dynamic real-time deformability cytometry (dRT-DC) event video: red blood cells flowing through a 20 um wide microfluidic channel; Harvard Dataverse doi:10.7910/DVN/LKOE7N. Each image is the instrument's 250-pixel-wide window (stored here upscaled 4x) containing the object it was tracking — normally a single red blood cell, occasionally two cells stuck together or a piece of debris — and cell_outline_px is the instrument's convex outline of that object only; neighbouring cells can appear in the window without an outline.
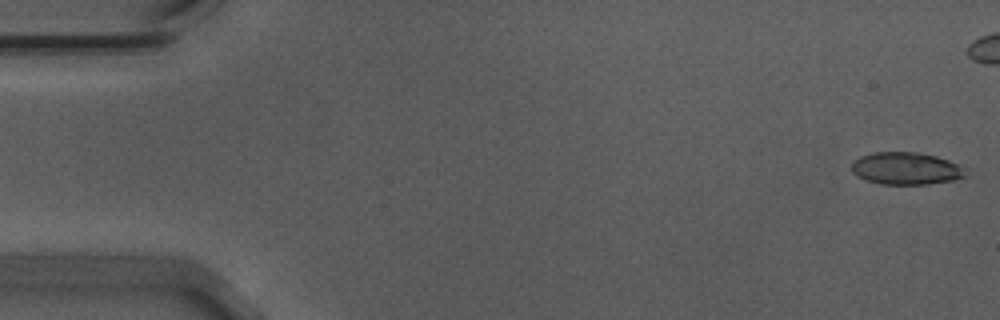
{"species": "Egyptian fruit bat (a non-hibernating species)", "species_latin": "Rousettus aegyptiacus", "temperature_condition": "warm", "stored_images_in_passage": 44, "camera_frame_rate_fps": 3000, "um_per_image_px": 0.085, "animal": {"sex": "male"}, "frame": {"image": 1, "passage_image": 1, "time_ms": 0.0, "image_size_px": [1000, 320], "cell_outline_px": [[964, 176], [952, 180], [928, 184], [880, 184], [856, 176], [852, 172], [852, 160], [860, 156], [872, 152], [916, 152], [936, 156], [948, 160], [956, 164]], "centroid_in_image_um": [76.89, 14.31], "position_along_channel_um": 8.1, "area_um2": 21.1}}
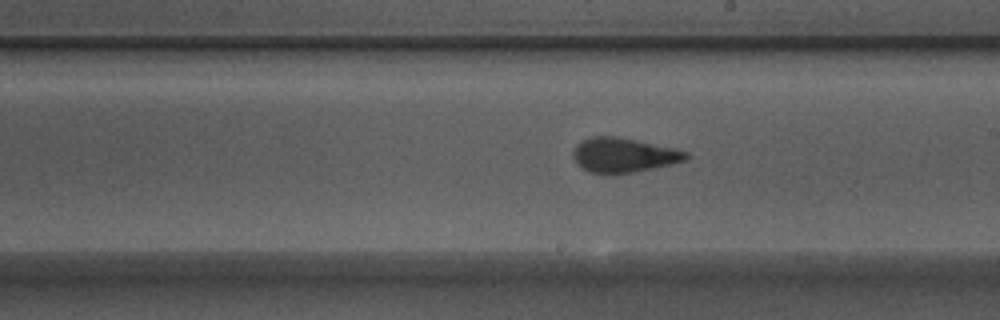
{"frame": {"image": 2, "passage_image": 31, "time_ms": 10.0, "image_size_px": [1000, 320], "cell_outline_px": [[688, 160], [672, 164], [632, 172], [588, 172], [572, 156], [572, 152], [576, 144], [580, 140], [588, 136], [620, 136], [672, 148], [688, 152]], "centroid_in_image_um": [53.0, 13.14], "position_along_channel_um": 236.0, "area_um2": 22.43}}
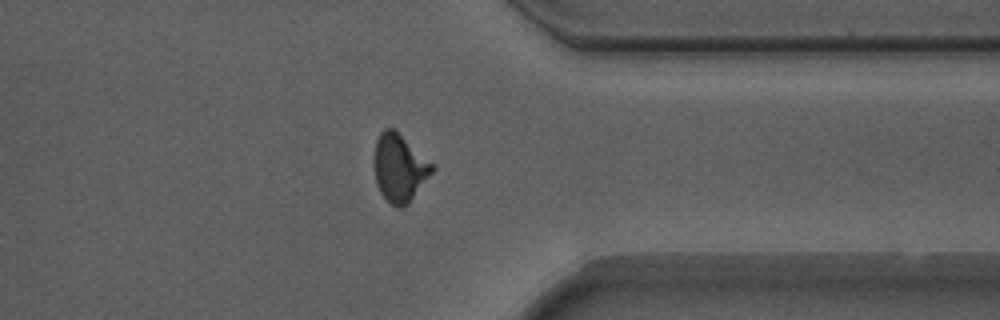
{"frame": {"image": 3, "passage_image": 43, "time_ms": 14.0, "image_size_px": [1000, 320], "cell_outline_px": [[436, 168], [408, 204], [404, 208], [396, 208], [380, 192], [376, 184], [376, 140], [380, 132], [384, 128], [392, 128], [436, 164]], "centroid_in_image_um": [34.01, 14.28], "position_along_channel_um": 377.4, "area_um2": 22.66}}